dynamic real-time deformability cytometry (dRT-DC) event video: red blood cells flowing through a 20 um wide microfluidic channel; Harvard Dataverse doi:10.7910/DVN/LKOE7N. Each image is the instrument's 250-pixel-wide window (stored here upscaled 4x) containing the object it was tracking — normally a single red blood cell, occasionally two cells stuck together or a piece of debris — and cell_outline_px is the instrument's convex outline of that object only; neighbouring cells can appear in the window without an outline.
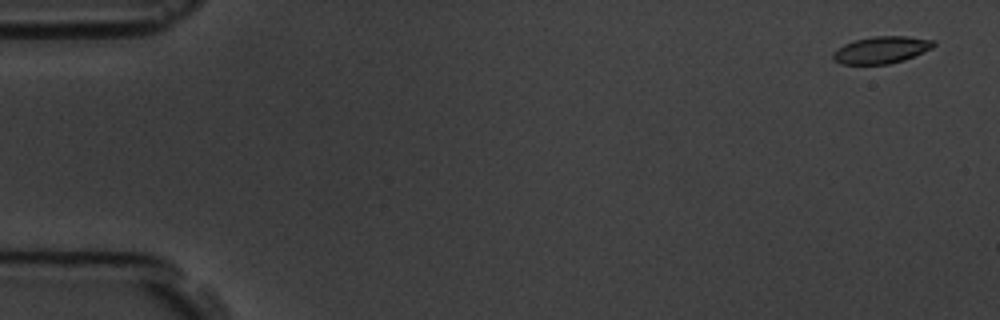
{"species": "common noctule bat (a hibernating species)", "species_latin": "Nyctalus noctula", "temperature_condition": "room temperature", "stored_images_in_passage": 11, "camera_frame_rate_fps": 3000, "um_per_image_px": 0.085, "animal": {"sex": "male", "body_mass_g": 19.5, "forearm_length_mm": 54.6}, "frame": {"image": 1, "passage_image": 1, "time_ms": 0.0, "image_size_px": [1000, 320], "cell_outline_px": [[936, 44], [932, 48], [904, 60], [888, 64], [840, 64], [832, 56], [832, 52], [836, 48], [844, 44], [856, 40], [872, 36], [908, 36], [936, 40]], "centroid_in_image_um": [74.92, 4.23], "position_along_channel_um": 10.1, "area_um2": 15.9}}
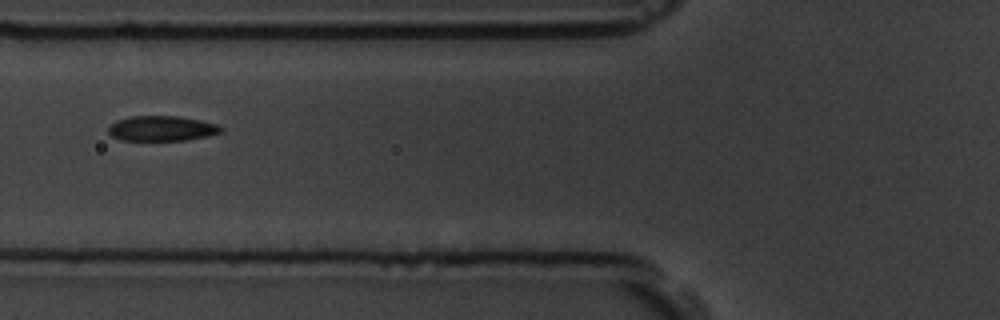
{"frame": {"image": 2, "passage_image": 6, "time_ms": 6.667, "image_size_px": [1000, 320], "cell_outline_px": [[224, 128], [220, 132], [208, 136], [184, 140], [120, 140], [112, 136], [108, 132], [108, 128], [116, 120], [132, 116], [176, 116], [200, 120], [216, 124]], "centroid_in_image_um": [13.73, 10.92], "position_along_channel_um": 112.1, "area_um2": 16.36}}
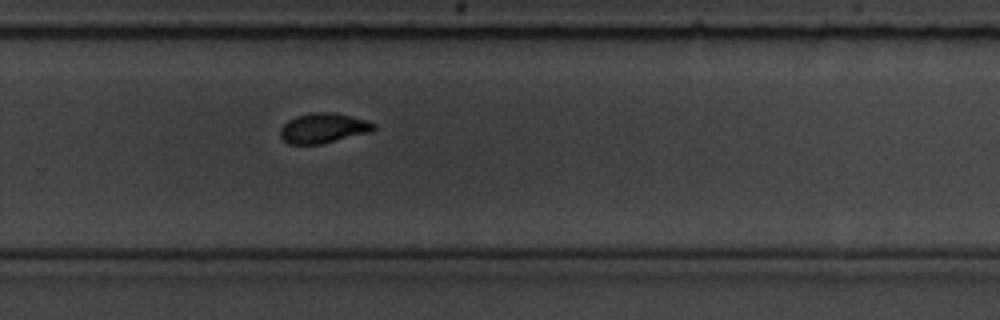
{"frame": {"image": 3, "passage_image": 11, "time_ms": 12.0, "image_size_px": [1000, 320], "cell_outline_px": [[376, 128], [372, 132], [320, 144], [288, 144], [280, 136], [280, 128], [288, 120], [296, 116], [308, 112], [332, 112], [368, 120], [376, 124]], "centroid_in_image_um": [27.49, 10.88], "position_along_channel_um": 302.3, "area_um2": 16.47}}